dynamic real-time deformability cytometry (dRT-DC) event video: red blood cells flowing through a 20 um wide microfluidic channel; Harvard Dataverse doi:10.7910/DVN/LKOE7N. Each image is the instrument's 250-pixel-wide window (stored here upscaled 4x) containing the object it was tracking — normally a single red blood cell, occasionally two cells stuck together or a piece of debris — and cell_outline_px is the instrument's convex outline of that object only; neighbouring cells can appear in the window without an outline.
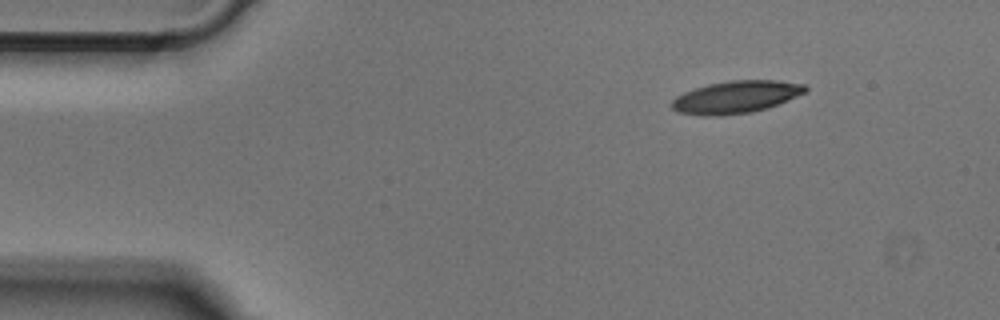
{"species": "Egyptian fruit bat (a non-hibernating species)", "species_latin": "Rousettus aegyptiacus", "temperature_condition": "cold", "stored_images_in_passage": 45, "camera_frame_rate_fps": 3000, "um_per_image_px": 0.085, "animal": {"sex": "male"}, "frame": {"image": 1, "passage_image": 1, "time_ms": 0.0, "image_size_px": [1000, 320], "cell_outline_px": [[808, 92], [776, 104], [752, 112], [720, 116], [700, 116], [676, 112], [668, 104], [676, 96], [684, 92], [708, 84], [732, 80], [776, 80], [804, 84], [808, 88]], "centroid_in_image_um": [62.51, 8.25], "position_along_channel_um": 22.5, "area_um2": 25.32}}
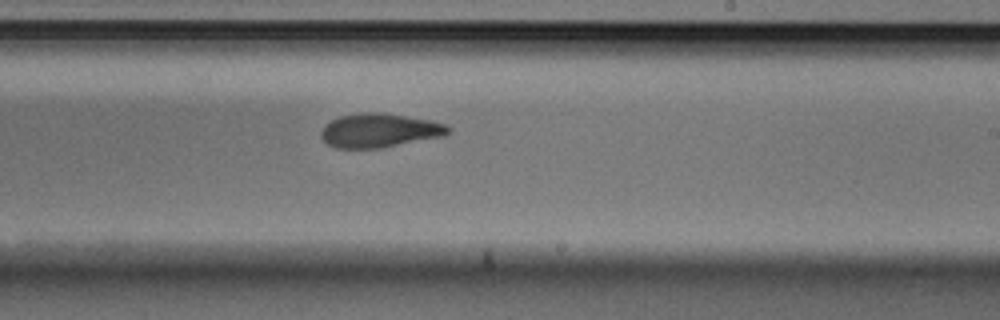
{"frame": {"image": 2, "passage_image": 24, "time_ms": 7.667, "image_size_px": [1000, 320], "cell_outline_px": [[452, 132], [444, 136], [380, 148], [336, 148], [328, 144], [320, 136], [320, 132], [324, 124], [340, 116], [360, 112], [384, 112], [428, 120], [444, 124], [452, 128]], "centroid_in_image_um": [32.24, 11.08], "position_along_channel_um": 256.8, "area_um2": 25.26}}
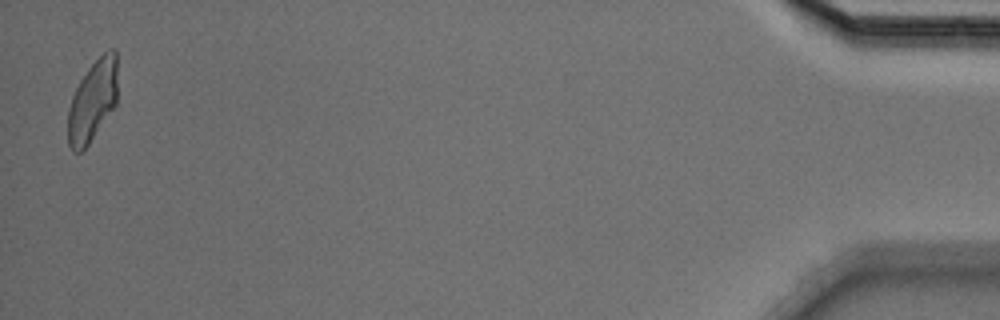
{"frame": {"image": 3, "passage_image": 44, "time_ms": 14.333, "image_size_px": [1000, 320], "cell_outline_px": [[116, 104], [88, 144], [80, 152], [72, 152], [68, 144], [68, 108], [72, 96], [80, 80], [88, 68], [108, 48], [112, 48], [116, 52]], "centroid_in_image_um": [7.85, 8.57], "position_along_channel_um": 427.4, "area_um2": 23.18}}